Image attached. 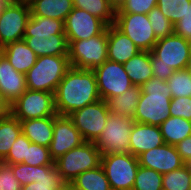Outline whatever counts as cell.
<instances>
[{"mask_svg": "<svg viewBox=\"0 0 191 190\" xmlns=\"http://www.w3.org/2000/svg\"><path fill=\"white\" fill-rule=\"evenodd\" d=\"M57 115L68 116L73 111L100 100L93 70L70 67L54 94Z\"/></svg>", "mask_w": 191, "mask_h": 190, "instance_id": "1", "label": "cell"}, {"mask_svg": "<svg viewBox=\"0 0 191 190\" xmlns=\"http://www.w3.org/2000/svg\"><path fill=\"white\" fill-rule=\"evenodd\" d=\"M23 39L37 57L68 56L69 44L61 20L31 15Z\"/></svg>", "mask_w": 191, "mask_h": 190, "instance_id": "2", "label": "cell"}, {"mask_svg": "<svg viewBox=\"0 0 191 190\" xmlns=\"http://www.w3.org/2000/svg\"><path fill=\"white\" fill-rule=\"evenodd\" d=\"M141 95L133 119L135 122L160 126L170 117L171 89L166 81L153 76L140 86Z\"/></svg>", "mask_w": 191, "mask_h": 190, "instance_id": "3", "label": "cell"}, {"mask_svg": "<svg viewBox=\"0 0 191 190\" xmlns=\"http://www.w3.org/2000/svg\"><path fill=\"white\" fill-rule=\"evenodd\" d=\"M190 52L189 40L181 36L158 39L151 50L153 76L167 81L174 71L185 69Z\"/></svg>", "mask_w": 191, "mask_h": 190, "instance_id": "4", "label": "cell"}, {"mask_svg": "<svg viewBox=\"0 0 191 190\" xmlns=\"http://www.w3.org/2000/svg\"><path fill=\"white\" fill-rule=\"evenodd\" d=\"M70 67L68 56L37 57L35 65L25 74L27 89L55 94Z\"/></svg>", "mask_w": 191, "mask_h": 190, "instance_id": "5", "label": "cell"}, {"mask_svg": "<svg viewBox=\"0 0 191 190\" xmlns=\"http://www.w3.org/2000/svg\"><path fill=\"white\" fill-rule=\"evenodd\" d=\"M102 154L94 142H83L54 161L62 179L70 184L81 173L99 167Z\"/></svg>", "mask_w": 191, "mask_h": 190, "instance_id": "6", "label": "cell"}, {"mask_svg": "<svg viewBox=\"0 0 191 190\" xmlns=\"http://www.w3.org/2000/svg\"><path fill=\"white\" fill-rule=\"evenodd\" d=\"M68 58L75 68L94 70L107 58L108 26L99 35L89 39L68 41Z\"/></svg>", "mask_w": 191, "mask_h": 190, "instance_id": "7", "label": "cell"}, {"mask_svg": "<svg viewBox=\"0 0 191 190\" xmlns=\"http://www.w3.org/2000/svg\"><path fill=\"white\" fill-rule=\"evenodd\" d=\"M134 119L110 113L101 135L94 142L102 155L129 153Z\"/></svg>", "mask_w": 191, "mask_h": 190, "instance_id": "8", "label": "cell"}, {"mask_svg": "<svg viewBox=\"0 0 191 190\" xmlns=\"http://www.w3.org/2000/svg\"><path fill=\"white\" fill-rule=\"evenodd\" d=\"M101 166L111 190H132L139 167L138 157L131 153L102 155Z\"/></svg>", "mask_w": 191, "mask_h": 190, "instance_id": "9", "label": "cell"}, {"mask_svg": "<svg viewBox=\"0 0 191 190\" xmlns=\"http://www.w3.org/2000/svg\"><path fill=\"white\" fill-rule=\"evenodd\" d=\"M9 112L18 120L56 116L54 93L27 89L9 106Z\"/></svg>", "mask_w": 191, "mask_h": 190, "instance_id": "10", "label": "cell"}, {"mask_svg": "<svg viewBox=\"0 0 191 190\" xmlns=\"http://www.w3.org/2000/svg\"><path fill=\"white\" fill-rule=\"evenodd\" d=\"M109 114L107 102L100 99L73 111L68 117L73 121L84 141L95 142L103 132Z\"/></svg>", "mask_w": 191, "mask_h": 190, "instance_id": "11", "label": "cell"}, {"mask_svg": "<svg viewBox=\"0 0 191 190\" xmlns=\"http://www.w3.org/2000/svg\"><path fill=\"white\" fill-rule=\"evenodd\" d=\"M30 6L6 1L0 10V48L22 40L30 19Z\"/></svg>", "mask_w": 191, "mask_h": 190, "instance_id": "12", "label": "cell"}, {"mask_svg": "<svg viewBox=\"0 0 191 190\" xmlns=\"http://www.w3.org/2000/svg\"><path fill=\"white\" fill-rule=\"evenodd\" d=\"M113 25L127 35L141 51L151 52L158 41L147 14L116 13Z\"/></svg>", "mask_w": 191, "mask_h": 190, "instance_id": "13", "label": "cell"}, {"mask_svg": "<svg viewBox=\"0 0 191 190\" xmlns=\"http://www.w3.org/2000/svg\"><path fill=\"white\" fill-rule=\"evenodd\" d=\"M93 71L96 76L100 98L105 101L119 96L134 86L121 63L107 59Z\"/></svg>", "mask_w": 191, "mask_h": 190, "instance_id": "14", "label": "cell"}, {"mask_svg": "<svg viewBox=\"0 0 191 190\" xmlns=\"http://www.w3.org/2000/svg\"><path fill=\"white\" fill-rule=\"evenodd\" d=\"M107 25L86 10L73 8L64 21V32L67 41L89 39L101 34Z\"/></svg>", "mask_w": 191, "mask_h": 190, "instance_id": "15", "label": "cell"}, {"mask_svg": "<svg viewBox=\"0 0 191 190\" xmlns=\"http://www.w3.org/2000/svg\"><path fill=\"white\" fill-rule=\"evenodd\" d=\"M83 142L80 132L68 116H54L53 138L49 145V153L54 161Z\"/></svg>", "mask_w": 191, "mask_h": 190, "instance_id": "16", "label": "cell"}, {"mask_svg": "<svg viewBox=\"0 0 191 190\" xmlns=\"http://www.w3.org/2000/svg\"><path fill=\"white\" fill-rule=\"evenodd\" d=\"M138 160L140 166L153 169L162 175L180 169L185 164L176 147L166 143L143 152Z\"/></svg>", "mask_w": 191, "mask_h": 190, "instance_id": "17", "label": "cell"}, {"mask_svg": "<svg viewBox=\"0 0 191 190\" xmlns=\"http://www.w3.org/2000/svg\"><path fill=\"white\" fill-rule=\"evenodd\" d=\"M27 90L25 74L15 70L4 55L0 57V96L10 106Z\"/></svg>", "mask_w": 191, "mask_h": 190, "instance_id": "18", "label": "cell"}, {"mask_svg": "<svg viewBox=\"0 0 191 190\" xmlns=\"http://www.w3.org/2000/svg\"><path fill=\"white\" fill-rule=\"evenodd\" d=\"M165 142L159 126L134 122L131 128L129 153L138 157L145 151L159 147Z\"/></svg>", "mask_w": 191, "mask_h": 190, "instance_id": "19", "label": "cell"}, {"mask_svg": "<svg viewBox=\"0 0 191 190\" xmlns=\"http://www.w3.org/2000/svg\"><path fill=\"white\" fill-rule=\"evenodd\" d=\"M140 51L127 35L118 30L114 25L108 26V60L124 64Z\"/></svg>", "mask_w": 191, "mask_h": 190, "instance_id": "20", "label": "cell"}, {"mask_svg": "<svg viewBox=\"0 0 191 190\" xmlns=\"http://www.w3.org/2000/svg\"><path fill=\"white\" fill-rule=\"evenodd\" d=\"M1 50L15 70L23 74H26L37 60V55L26 44L24 39L9 43L2 47Z\"/></svg>", "mask_w": 191, "mask_h": 190, "instance_id": "21", "label": "cell"}, {"mask_svg": "<svg viewBox=\"0 0 191 190\" xmlns=\"http://www.w3.org/2000/svg\"><path fill=\"white\" fill-rule=\"evenodd\" d=\"M19 121L22 133L32 143L49 148L53 138L54 116Z\"/></svg>", "mask_w": 191, "mask_h": 190, "instance_id": "22", "label": "cell"}, {"mask_svg": "<svg viewBox=\"0 0 191 190\" xmlns=\"http://www.w3.org/2000/svg\"><path fill=\"white\" fill-rule=\"evenodd\" d=\"M123 67L134 86H142L153 77L151 52L140 51L123 64Z\"/></svg>", "mask_w": 191, "mask_h": 190, "instance_id": "23", "label": "cell"}, {"mask_svg": "<svg viewBox=\"0 0 191 190\" xmlns=\"http://www.w3.org/2000/svg\"><path fill=\"white\" fill-rule=\"evenodd\" d=\"M32 16H41L65 21L74 8L73 0H33L30 4Z\"/></svg>", "mask_w": 191, "mask_h": 190, "instance_id": "24", "label": "cell"}, {"mask_svg": "<svg viewBox=\"0 0 191 190\" xmlns=\"http://www.w3.org/2000/svg\"><path fill=\"white\" fill-rule=\"evenodd\" d=\"M140 95V87L132 86L119 96L107 99L108 110L112 114L133 119Z\"/></svg>", "mask_w": 191, "mask_h": 190, "instance_id": "25", "label": "cell"}, {"mask_svg": "<svg viewBox=\"0 0 191 190\" xmlns=\"http://www.w3.org/2000/svg\"><path fill=\"white\" fill-rule=\"evenodd\" d=\"M159 128L164 142L172 146L191 136V121L182 117L170 116Z\"/></svg>", "mask_w": 191, "mask_h": 190, "instance_id": "26", "label": "cell"}, {"mask_svg": "<svg viewBox=\"0 0 191 190\" xmlns=\"http://www.w3.org/2000/svg\"><path fill=\"white\" fill-rule=\"evenodd\" d=\"M66 184L55 165H43L38 166L35 182L22 186L21 190H62Z\"/></svg>", "mask_w": 191, "mask_h": 190, "instance_id": "27", "label": "cell"}, {"mask_svg": "<svg viewBox=\"0 0 191 190\" xmlns=\"http://www.w3.org/2000/svg\"><path fill=\"white\" fill-rule=\"evenodd\" d=\"M21 133L20 121L10 112L0 118V162L8 155L12 144Z\"/></svg>", "mask_w": 191, "mask_h": 190, "instance_id": "28", "label": "cell"}, {"mask_svg": "<svg viewBox=\"0 0 191 190\" xmlns=\"http://www.w3.org/2000/svg\"><path fill=\"white\" fill-rule=\"evenodd\" d=\"M70 184L77 190H111L101 165L81 173Z\"/></svg>", "mask_w": 191, "mask_h": 190, "instance_id": "29", "label": "cell"}, {"mask_svg": "<svg viewBox=\"0 0 191 190\" xmlns=\"http://www.w3.org/2000/svg\"><path fill=\"white\" fill-rule=\"evenodd\" d=\"M73 5L101 19L107 26L114 24L116 11L108 0H73Z\"/></svg>", "mask_w": 191, "mask_h": 190, "instance_id": "30", "label": "cell"}, {"mask_svg": "<svg viewBox=\"0 0 191 190\" xmlns=\"http://www.w3.org/2000/svg\"><path fill=\"white\" fill-rule=\"evenodd\" d=\"M162 178L159 172L139 165L132 190H163Z\"/></svg>", "mask_w": 191, "mask_h": 190, "instance_id": "31", "label": "cell"}, {"mask_svg": "<svg viewBox=\"0 0 191 190\" xmlns=\"http://www.w3.org/2000/svg\"><path fill=\"white\" fill-rule=\"evenodd\" d=\"M163 190H191V173L185 165L180 169L163 174Z\"/></svg>", "mask_w": 191, "mask_h": 190, "instance_id": "32", "label": "cell"}, {"mask_svg": "<svg viewBox=\"0 0 191 190\" xmlns=\"http://www.w3.org/2000/svg\"><path fill=\"white\" fill-rule=\"evenodd\" d=\"M166 83L172 98L191 97V76L186 69L174 71Z\"/></svg>", "mask_w": 191, "mask_h": 190, "instance_id": "33", "label": "cell"}, {"mask_svg": "<svg viewBox=\"0 0 191 190\" xmlns=\"http://www.w3.org/2000/svg\"><path fill=\"white\" fill-rule=\"evenodd\" d=\"M191 0H157V7L175 25L182 19Z\"/></svg>", "mask_w": 191, "mask_h": 190, "instance_id": "34", "label": "cell"}, {"mask_svg": "<svg viewBox=\"0 0 191 190\" xmlns=\"http://www.w3.org/2000/svg\"><path fill=\"white\" fill-rule=\"evenodd\" d=\"M147 15L157 40L174 34V25L157 6Z\"/></svg>", "mask_w": 191, "mask_h": 190, "instance_id": "35", "label": "cell"}, {"mask_svg": "<svg viewBox=\"0 0 191 190\" xmlns=\"http://www.w3.org/2000/svg\"><path fill=\"white\" fill-rule=\"evenodd\" d=\"M23 163L30 166L54 165V160L50 156L49 148L31 142L27 146Z\"/></svg>", "mask_w": 191, "mask_h": 190, "instance_id": "36", "label": "cell"}, {"mask_svg": "<svg viewBox=\"0 0 191 190\" xmlns=\"http://www.w3.org/2000/svg\"><path fill=\"white\" fill-rule=\"evenodd\" d=\"M31 144V141L21 133L17 140L12 144L8 155L1 161L6 164L23 163L26 158L27 146Z\"/></svg>", "mask_w": 191, "mask_h": 190, "instance_id": "37", "label": "cell"}, {"mask_svg": "<svg viewBox=\"0 0 191 190\" xmlns=\"http://www.w3.org/2000/svg\"><path fill=\"white\" fill-rule=\"evenodd\" d=\"M21 186L35 182L38 176V166H30L24 163L9 164Z\"/></svg>", "mask_w": 191, "mask_h": 190, "instance_id": "38", "label": "cell"}, {"mask_svg": "<svg viewBox=\"0 0 191 190\" xmlns=\"http://www.w3.org/2000/svg\"><path fill=\"white\" fill-rule=\"evenodd\" d=\"M157 5V0H127L116 13L148 14Z\"/></svg>", "mask_w": 191, "mask_h": 190, "instance_id": "39", "label": "cell"}, {"mask_svg": "<svg viewBox=\"0 0 191 190\" xmlns=\"http://www.w3.org/2000/svg\"><path fill=\"white\" fill-rule=\"evenodd\" d=\"M170 116L191 121V97H176L170 101Z\"/></svg>", "mask_w": 191, "mask_h": 190, "instance_id": "40", "label": "cell"}, {"mask_svg": "<svg viewBox=\"0 0 191 190\" xmlns=\"http://www.w3.org/2000/svg\"><path fill=\"white\" fill-rule=\"evenodd\" d=\"M0 186L1 190H21L22 188L11 166L3 162H0Z\"/></svg>", "mask_w": 191, "mask_h": 190, "instance_id": "41", "label": "cell"}, {"mask_svg": "<svg viewBox=\"0 0 191 190\" xmlns=\"http://www.w3.org/2000/svg\"><path fill=\"white\" fill-rule=\"evenodd\" d=\"M174 34L185 39H191V2L181 20L174 25Z\"/></svg>", "mask_w": 191, "mask_h": 190, "instance_id": "42", "label": "cell"}, {"mask_svg": "<svg viewBox=\"0 0 191 190\" xmlns=\"http://www.w3.org/2000/svg\"><path fill=\"white\" fill-rule=\"evenodd\" d=\"M175 147L184 162L191 160V136L180 141Z\"/></svg>", "mask_w": 191, "mask_h": 190, "instance_id": "43", "label": "cell"}, {"mask_svg": "<svg viewBox=\"0 0 191 190\" xmlns=\"http://www.w3.org/2000/svg\"><path fill=\"white\" fill-rule=\"evenodd\" d=\"M9 112V106L3 101L0 96V118Z\"/></svg>", "mask_w": 191, "mask_h": 190, "instance_id": "44", "label": "cell"}, {"mask_svg": "<svg viewBox=\"0 0 191 190\" xmlns=\"http://www.w3.org/2000/svg\"><path fill=\"white\" fill-rule=\"evenodd\" d=\"M110 5L115 9V11L119 10L123 4L127 1V0H108Z\"/></svg>", "mask_w": 191, "mask_h": 190, "instance_id": "45", "label": "cell"}, {"mask_svg": "<svg viewBox=\"0 0 191 190\" xmlns=\"http://www.w3.org/2000/svg\"><path fill=\"white\" fill-rule=\"evenodd\" d=\"M186 71L189 73V75L191 76V52L185 67Z\"/></svg>", "mask_w": 191, "mask_h": 190, "instance_id": "46", "label": "cell"}, {"mask_svg": "<svg viewBox=\"0 0 191 190\" xmlns=\"http://www.w3.org/2000/svg\"><path fill=\"white\" fill-rule=\"evenodd\" d=\"M6 1L13 3H24L29 5L33 0H6Z\"/></svg>", "mask_w": 191, "mask_h": 190, "instance_id": "47", "label": "cell"}, {"mask_svg": "<svg viewBox=\"0 0 191 190\" xmlns=\"http://www.w3.org/2000/svg\"><path fill=\"white\" fill-rule=\"evenodd\" d=\"M62 190H77L71 184H66Z\"/></svg>", "mask_w": 191, "mask_h": 190, "instance_id": "48", "label": "cell"}, {"mask_svg": "<svg viewBox=\"0 0 191 190\" xmlns=\"http://www.w3.org/2000/svg\"><path fill=\"white\" fill-rule=\"evenodd\" d=\"M184 165L187 168V170L191 173V160L186 161Z\"/></svg>", "mask_w": 191, "mask_h": 190, "instance_id": "49", "label": "cell"}, {"mask_svg": "<svg viewBox=\"0 0 191 190\" xmlns=\"http://www.w3.org/2000/svg\"><path fill=\"white\" fill-rule=\"evenodd\" d=\"M6 2V0H0V10H1V8H2V6H3V4Z\"/></svg>", "mask_w": 191, "mask_h": 190, "instance_id": "50", "label": "cell"}, {"mask_svg": "<svg viewBox=\"0 0 191 190\" xmlns=\"http://www.w3.org/2000/svg\"><path fill=\"white\" fill-rule=\"evenodd\" d=\"M3 55V53H2V50H1V48H0V57Z\"/></svg>", "mask_w": 191, "mask_h": 190, "instance_id": "51", "label": "cell"}]
</instances>
